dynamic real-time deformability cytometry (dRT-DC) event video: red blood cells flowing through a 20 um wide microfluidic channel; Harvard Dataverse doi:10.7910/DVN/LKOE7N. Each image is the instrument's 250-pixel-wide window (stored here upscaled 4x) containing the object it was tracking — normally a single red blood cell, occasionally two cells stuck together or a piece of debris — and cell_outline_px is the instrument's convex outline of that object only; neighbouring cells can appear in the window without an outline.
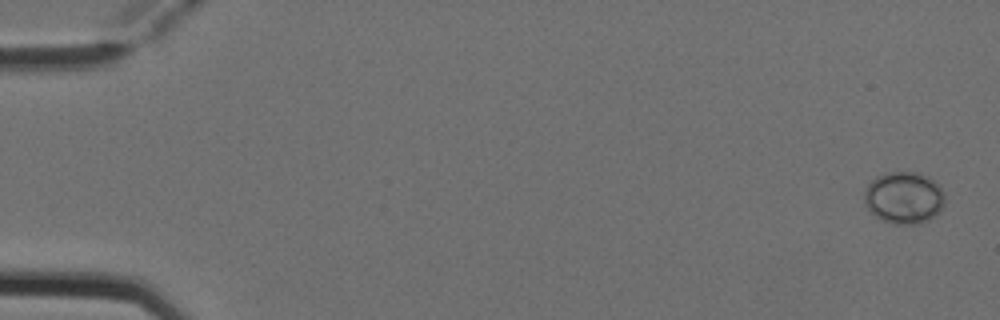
{"species": "Egyptian fruit bat (a non-hibernating species)", "species_latin": "Rousettus aegyptiacus", "temperature_condition": "cold", "stored_images_in_passage": 4, "camera_frame_rate_fps": 3000, "um_per_image_px": 0.085, "animal": {"sex": "female"}, "frame": {"image": 1, "passage_image": 4, "time_ms": 1.0, "image_size_px": [1000, 320], "cell_outline_px": [[944, 204], [940, 212], [936, 216], [920, 224], [892, 224], [876, 216], [868, 208], [864, 200], [864, 192], [868, 184], [876, 176], [884, 172], [920, 172], [928, 176], [944, 192]], "centroid_in_image_um": [76.85, 16.8], "position_along_channel_um": 8.2, "area_um2": 24.57}}